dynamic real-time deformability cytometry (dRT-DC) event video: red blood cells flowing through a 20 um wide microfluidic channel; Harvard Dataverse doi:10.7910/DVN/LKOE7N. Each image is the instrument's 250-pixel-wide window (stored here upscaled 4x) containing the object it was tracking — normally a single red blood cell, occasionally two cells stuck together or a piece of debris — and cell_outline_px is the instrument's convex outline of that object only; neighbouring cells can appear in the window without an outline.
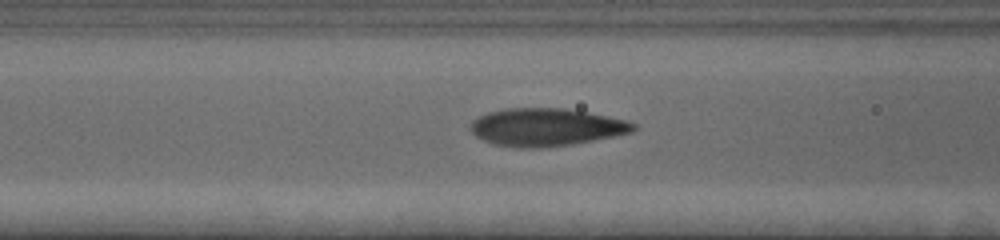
{"species": "human", "species_latin": "Homo sapiens", "temperature_condition": "cold", "stored_images_in_passage": 41, "camera_frame_rate_fps": 3000, "um_per_image_px": 0.085, "donor": {"sex": "female"}, "frame": {"image": 1, "passage_image": 13, "time_ms": 4.0, "image_size_px": [1000, 240], "cell_outline_px": [[636, 128], [632, 132], [572, 144], [540, 148], [520, 148], [492, 144], [476, 136], [472, 132], [472, 120], [488, 112], [504, 108], [564, 108], [588, 112], [628, 120], [636, 124]], "centroid_in_image_um": [46.42, 10.8], "position_along_channel_um": 120.2, "area_um2": 35.72}}
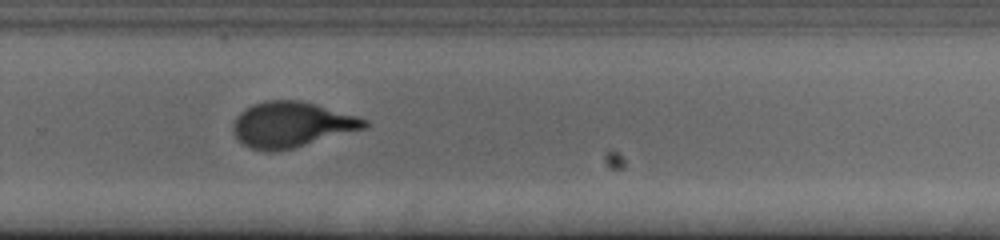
{"frame": {"image": 2, "passage_image": 28, "time_ms": 9.0, "image_size_px": [1000, 240], "cell_outline_px": [[368, 128], [292, 148], [272, 152], [268, 152], [252, 148], [244, 144], [236, 136], [232, 128], [232, 124], [236, 116], [244, 108], [252, 104], [268, 100], [300, 100], [316, 104], [356, 116], [368, 120]], "centroid_in_image_um": [24.78, 10.58], "position_along_channel_um": 305.0, "area_um2": 34.74}}
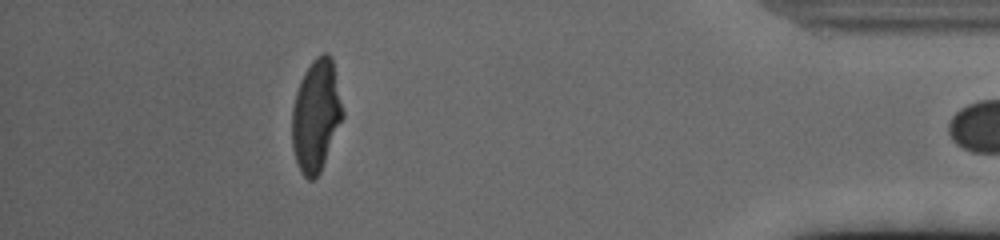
{"frame": {"image": 3, "passage_image": 40, "time_ms": 13.0, "image_size_px": [1000, 240], "cell_outline_px": [[344, 116], [320, 172], [312, 180], [308, 180], [300, 172], [292, 148], [292, 108], [296, 92], [300, 80], [304, 72], [312, 60], [316, 56], [324, 52], [328, 52], [332, 56], [344, 112]], "centroid_in_image_um": [26.87, 9.79], "position_along_channel_um": 408.3, "area_um2": 33.23}}